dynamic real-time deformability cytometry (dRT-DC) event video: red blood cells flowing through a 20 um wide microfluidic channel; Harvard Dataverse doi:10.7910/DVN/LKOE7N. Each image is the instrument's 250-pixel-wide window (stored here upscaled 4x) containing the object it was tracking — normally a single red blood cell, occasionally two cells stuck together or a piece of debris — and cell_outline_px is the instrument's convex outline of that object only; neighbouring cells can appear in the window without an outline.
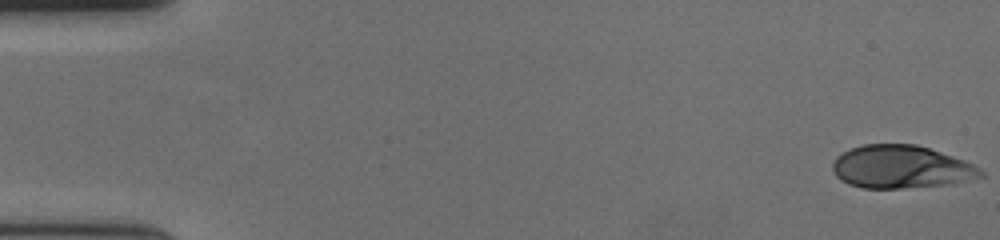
{"species": "human", "species_latin": "Homo sapiens", "temperature_condition": "cold", "stored_images_in_passage": 57, "camera_frame_rate_fps": 3000, "um_per_image_px": 0.085, "donor": {"sex": "female"}, "frame": {"image": 1, "passage_image": 1, "time_ms": 0.0, "image_size_px": [1000, 240], "cell_outline_px": [[984, 176], [952, 184], [900, 188], [860, 188], [848, 184], [840, 180], [832, 172], [832, 164], [836, 156], [852, 148], [864, 144], [916, 144], [964, 160], [980, 168], [984, 172]], "centroid_in_image_um": [76.57, 14.2], "position_along_channel_um": 8.4, "area_um2": 37.11}}
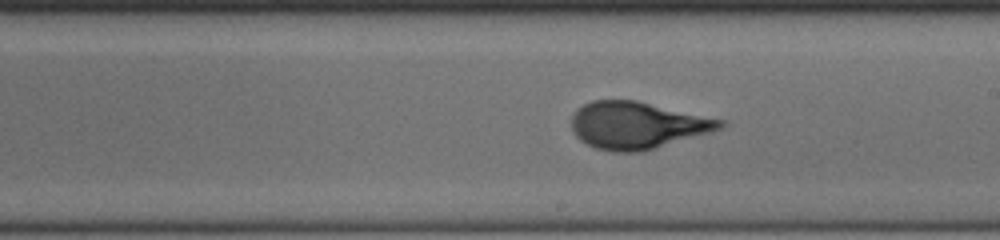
{"frame": {"image": 2, "passage_image": 33, "time_ms": 10.667, "image_size_px": [1000, 240], "cell_outline_px": [[728, 124], [724, 128], [712, 132], [644, 152], [612, 152], [596, 148], [580, 140], [576, 136], [572, 128], [572, 116], [576, 108], [592, 100], [636, 100], [724, 120]], "centroid_in_image_um": [54.19, 10.66], "position_along_channel_um": 234.8, "area_um2": 41.1}}
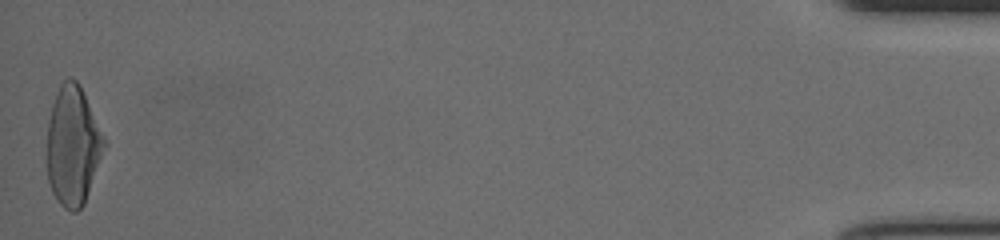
{"frame": {"image": 3, "passage_image": 57, "time_ms": 18.667, "image_size_px": [1000, 240], "cell_outline_px": [[108, 144], [84, 204], [76, 212], [72, 212], [64, 208], [60, 204], [52, 192], [48, 180], [48, 120], [52, 104], [56, 92], [60, 84], [68, 76], [72, 76], [80, 84], [108, 140]], "centroid_in_image_um": [6.24, 12.36], "position_along_channel_um": 429.0, "area_um2": 40.52}, "authors_computed_cell_mechanics": {"area_um2": 39.882, "velocity_mm_per_s": 3.6367, "shape_relaxation_time_tau1_ms": 4.5869, "shape_relaxation_time_tau2_ms": null, "deformation_change_tau1": 0.2006, "deformation_change_tau2": null}}